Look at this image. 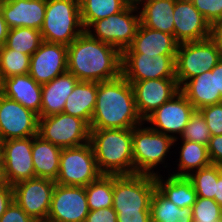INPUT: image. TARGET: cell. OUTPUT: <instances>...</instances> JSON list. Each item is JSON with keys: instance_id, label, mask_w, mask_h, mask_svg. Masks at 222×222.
<instances>
[{"instance_id": "cell-7", "label": "cell", "mask_w": 222, "mask_h": 222, "mask_svg": "<svg viewBox=\"0 0 222 222\" xmlns=\"http://www.w3.org/2000/svg\"><path fill=\"white\" fill-rule=\"evenodd\" d=\"M221 58L217 44L211 37L179 44L175 57V76L179 86L212 70Z\"/></svg>"}, {"instance_id": "cell-39", "label": "cell", "mask_w": 222, "mask_h": 222, "mask_svg": "<svg viewBox=\"0 0 222 222\" xmlns=\"http://www.w3.org/2000/svg\"><path fill=\"white\" fill-rule=\"evenodd\" d=\"M194 7L212 26L222 19V0H191Z\"/></svg>"}, {"instance_id": "cell-45", "label": "cell", "mask_w": 222, "mask_h": 222, "mask_svg": "<svg viewBox=\"0 0 222 222\" xmlns=\"http://www.w3.org/2000/svg\"><path fill=\"white\" fill-rule=\"evenodd\" d=\"M211 38L216 42L222 56V19L211 26Z\"/></svg>"}, {"instance_id": "cell-37", "label": "cell", "mask_w": 222, "mask_h": 222, "mask_svg": "<svg viewBox=\"0 0 222 222\" xmlns=\"http://www.w3.org/2000/svg\"><path fill=\"white\" fill-rule=\"evenodd\" d=\"M191 212L193 222H222V207L214 199L197 197Z\"/></svg>"}, {"instance_id": "cell-36", "label": "cell", "mask_w": 222, "mask_h": 222, "mask_svg": "<svg viewBox=\"0 0 222 222\" xmlns=\"http://www.w3.org/2000/svg\"><path fill=\"white\" fill-rule=\"evenodd\" d=\"M181 138L184 140L197 142L202 145H209L211 134L206 120L199 110H195L190 116L189 122L186 125Z\"/></svg>"}, {"instance_id": "cell-10", "label": "cell", "mask_w": 222, "mask_h": 222, "mask_svg": "<svg viewBox=\"0 0 222 222\" xmlns=\"http://www.w3.org/2000/svg\"><path fill=\"white\" fill-rule=\"evenodd\" d=\"M38 135L61 148L78 147L90 141V125L64 112L40 117Z\"/></svg>"}, {"instance_id": "cell-41", "label": "cell", "mask_w": 222, "mask_h": 222, "mask_svg": "<svg viewBox=\"0 0 222 222\" xmlns=\"http://www.w3.org/2000/svg\"><path fill=\"white\" fill-rule=\"evenodd\" d=\"M85 222H117V213L113 207L90 210Z\"/></svg>"}, {"instance_id": "cell-4", "label": "cell", "mask_w": 222, "mask_h": 222, "mask_svg": "<svg viewBox=\"0 0 222 222\" xmlns=\"http://www.w3.org/2000/svg\"><path fill=\"white\" fill-rule=\"evenodd\" d=\"M84 31L80 0H46L43 41L69 46Z\"/></svg>"}, {"instance_id": "cell-22", "label": "cell", "mask_w": 222, "mask_h": 222, "mask_svg": "<svg viewBox=\"0 0 222 222\" xmlns=\"http://www.w3.org/2000/svg\"><path fill=\"white\" fill-rule=\"evenodd\" d=\"M1 93L33 111L40 118L42 85L29 74L4 79L1 82Z\"/></svg>"}, {"instance_id": "cell-48", "label": "cell", "mask_w": 222, "mask_h": 222, "mask_svg": "<svg viewBox=\"0 0 222 222\" xmlns=\"http://www.w3.org/2000/svg\"><path fill=\"white\" fill-rule=\"evenodd\" d=\"M214 200L222 207V174L216 182V193Z\"/></svg>"}, {"instance_id": "cell-16", "label": "cell", "mask_w": 222, "mask_h": 222, "mask_svg": "<svg viewBox=\"0 0 222 222\" xmlns=\"http://www.w3.org/2000/svg\"><path fill=\"white\" fill-rule=\"evenodd\" d=\"M128 82L132 85L136 108L143 121L180 92L176 78Z\"/></svg>"}, {"instance_id": "cell-42", "label": "cell", "mask_w": 222, "mask_h": 222, "mask_svg": "<svg viewBox=\"0 0 222 222\" xmlns=\"http://www.w3.org/2000/svg\"><path fill=\"white\" fill-rule=\"evenodd\" d=\"M207 148L211 164L222 167V135L211 136Z\"/></svg>"}, {"instance_id": "cell-44", "label": "cell", "mask_w": 222, "mask_h": 222, "mask_svg": "<svg viewBox=\"0 0 222 222\" xmlns=\"http://www.w3.org/2000/svg\"><path fill=\"white\" fill-rule=\"evenodd\" d=\"M117 222H151L150 212H139V214H117Z\"/></svg>"}, {"instance_id": "cell-34", "label": "cell", "mask_w": 222, "mask_h": 222, "mask_svg": "<svg viewBox=\"0 0 222 222\" xmlns=\"http://www.w3.org/2000/svg\"><path fill=\"white\" fill-rule=\"evenodd\" d=\"M30 57V55L9 49L5 45L1 47L0 81L12 76L29 74Z\"/></svg>"}, {"instance_id": "cell-12", "label": "cell", "mask_w": 222, "mask_h": 222, "mask_svg": "<svg viewBox=\"0 0 222 222\" xmlns=\"http://www.w3.org/2000/svg\"><path fill=\"white\" fill-rule=\"evenodd\" d=\"M39 117L20 103L0 93V140L38 135Z\"/></svg>"}, {"instance_id": "cell-8", "label": "cell", "mask_w": 222, "mask_h": 222, "mask_svg": "<svg viewBox=\"0 0 222 222\" xmlns=\"http://www.w3.org/2000/svg\"><path fill=\"white\" fill-rule=\"evenodd\" d=\"M139 9L140 6L129 3L121 12L94 21L85 31L92 38L110 44L123 52L132 44L136 36L140 25ZM135 11L138 12L137 15L133 14ZM92 28L95 33L90 30Z\"/></svg>"}, {"instance_id": "cell-2", "label": "cell", "mask_w": 222, "mask_h": 222, "mask_svg": "<svg viewBox=\"0 0 222 222\" xmlns=\"http://www.w3.org/2000/svg\"><path fill=\"white\" fill-rule=\"evenodd\" d=\"M138 114L132 85L122 75L97 82L96 106L90 129H132L144 124Z\"/></svg>"}, {"instance_id": "cell-35", "label": "cell", "mask_w": 222, "mask_h": 222, "mask_svg": "<svg viewBox=\"0 0 222 222\" xmlns=\"http://www.w3.org/2000/svg\"><path fill=\"white\" fill-rule=\"evenodd\" d=\"M188 178L191 180L197 197L214 199L216 193V182L222 174V167L210 164L207 167L194 171Z\"/></svg>"}, {"instance_id": "cell-51", "label": "cell", "mask_w": 222, "mask_h": 222, "mask_svg": "<svg viewBox=\"0 0 222 222\" xmlns=\"http://www.w3.org/2000/svg\"><path fill=\"white\" fill-rule=\"evenodd\" d=\"M131 4H137L139 0H127Z\"/></svg>"}, {"instance_id": "cell-46", "label": "cell", "mask_w": 222, "mask_h": 222, "mask_svg": "<svg viewBox=\"0 0 222 222\" xmlns=\"http://www.w3.org/2000/svg\"><path fill=\"white\" fill-rule=\"evenodd\" d=\"M215 82H216V93H220L222 96V58L215 66Z\"/></svg>"}, {"instance_id": "cell-6", "label": "cell", "mask_w": 222, "mask_h": 222, "mask_svg": "<svg viewBox=\"0 0 222 222\" xmlns=\"http://www.w3.org/2000/svg\"><path fill=\"white\" fill-rule=\"evenodd\" d=\"M142 125L132 128L134 174L156 176L158 173H155L153 168L164 163L166 153L177 142L178 137H175V134L156 132L150 127L142 128Z\"/></svg>"}, {"instance_id": "cell-50", "label": "cell", "mask_w": 222, "mask_h": 222, "mask_svg": "<svg viewBox=\"0 0 222 222\" xmlns=\"http://www.w3.org/2000/svg\"><path fill=\"white\" fill-rule=\"evenodd\" d=\"M4 1L0 0V15L2 14V7H3Z\"/></svg>"}, {"instance_id": "cell-18", "label": "cell", "mask_w": 222, "mask_h": 222, "mask_svg": "<svg viewBox=\"0 0 222 222\" xmlns=\"http://www.w3.org/2000/svg\"><path fill=\"white\" fill-rule=\"evenodd\" d=\"M67 72V46L43 41L30 57L29 75L39 84Z\"/></svg>"}, {"instance_id": "cell-53", "label": "cell", "mask_w": 222, "mask_h": 222, "mask_svg": "<svg viewBox=\"0 0 222 222\" xmlns=\"http://www.w3.org/2000/svg\"><path fill=\"white\" fill-rule=\"evenodd\" d=\"M4 2H11V1H15V0H3Z\"/></svg>"}, {"instance_id": "cell-32", "label": "cell", "mask_w": 222, "mask_h": 222, "mask_svg": "<svg viewBox=\"0 0 222 222\" xmlns=\"http://www.w3.org/2000/svg\"><path fill=\"white\" fill-rule=\"evenodd\" d=\"M89 210L113 207V175L102 174L85 186Z\"/></svg>"}, {"instance_id": "cell-3", "label": "cell", "mask_w": 222, "mask_h": 222, "mask_svg": "<svg viewBox=\"0 0 222 222\" xmlns=\"http://www.w3.org/2000/svg\"><path fill=\"white\" fill-rule=\"evenodd\" d=\"M102 174H134L132 129H90V141Z\"/></svg>"}, {"instance_id": "cell-11", "label": "cell", "mask_w": 222, "mask_h": 222, "mask_svg": "<svg viewBox=\"0 0 222 222\" xmlns=\"http://www.w3.org/2000/svg\"><path fill=\"white\" fill-rule=\"evenodd\" d=\"M56 182L35 177L13 186V200L35 221L47 220Z\"/></svg>"}, {"instance_id": "cell-9", "label": "cell", "mask_w": 222, "mask_h": 222, "mask_svg": "<svg viewBox=\"0 0 222 222\" xmlns=\"http://www.w3.org/2000/svg\"><path fill=\"white\" fill-rule=\"evenodd\" d=\"M101 175L90 142L78 147L62 148L59 174L55 181L57 184L85 187Z\"/></svg>"}, {"instance_id": "cell-25", "label": "cell", "mask_w": 222, "mask_h": 222, "mask_svg": "<svg viewBox=\"0 0 222 222\" xmlns=\"http://www.w3.org/2000/svg\"><path fill=\"white\" fill-rule=\"evenodd\" d=\"M176 0H139L142 4L139 11L140 23L154 30L174 35V6ZM141 2V3H140Z\"/></svg>"}, {"instance_id": "cell-47", "label": "cell", "mask_w": 222, "mask_h": 222, "mask_svg": "<svg viewBox=\"0 0 222 222\" xmlns=\"http://www.w3.org/2000/svg\"><path fill=\"white\" fill-rule=\"evenodd\" d=\"M9 27L4 20L3 14L0 15V48L6 43V39L9 33Z\"/></svg>"}, {"instance_id": "cell-19", "label": "cell", "mask_w": 222, "mask_h": 222, "mask_svg": "<svg viewBox=\"0 0 222 222\" xmlns=\"http://www.w3.org/2000/svg\"><path fill=\"white\" fill-rule=\"evenodd\" d=\"M173 16L174 37L179 44L211 37V25L191 0H176Z\"/></svg>"}, {"instance_id": "cell-13", "label": "cell", "mask_w": 222, "mask_h": 222, "mask_svg": "<svg viewBox=\"0 0 222 222\" xmlns=\"http://www.w3.org/2000/svg\"><path fill=\"white\" fill-rule=\"evenodd\" d=\"M176 55L143 56V53H122V76L127 81L176 78Z\"/></svg>"}, {"instance_id": "cell-31", "label": "cell", "mask_w": 222, "mask_h": 222, "mask_svg": "<svg viewBox=\"0 0 222 222\" xmlns=\"http://www.w3.org/2000/svg\"><path fill=\"white\" fill-rule=\"evenodd\" d=\"M127 0H80L81 22L86 30L94 21L121 12Z\"/></svg>"}, {"instance_id": "cell-5", "label": "cell", "mask_w": 222, "mask_h": 222, "mask_svg": "<svg viewBox=\"0 0 222 222\" xmlns=\"http://www.w3.org/2000/svg\"><path fill=\"white\" fill-rule=\"evenodd\" d=\"M155 189V176L113 175V209L117 214L150 212L151 198Z\"/></svg>"}, {"instance_id": "cell-33", "label": "cell", "mask_w": 222, "mask_h": 222, "mask_svg": "<svg viewBox=\"0 0 222 222\" xmlns=\"http://www.w3.org/2000/svg\"><path fill=\"white\" fill-rule=\"evenodd\" d=\"M43 42L40 30L18 27L9 29L5 46L23 54L32 55Z\"/></svg>"}, {"instance_id": "cell-21", "label": "cell", "mask_w": 222, "mask_h": 222, "mask_svg": "<svg viewBox=\"0 0 222 222\" xmlns=\"http://www.w3.org/2000/svg\"><path fill=\"white\" fill-rule=\"evenodd\" d=\"M179 43L174 35L143 26L137 29L132 44L122 53H143V56L176 55Z\"/></svg>"}, {"instance_id": "cell-14", "label": "cell", "mask_w": 222, "mask_h": 222, "mask_svg": "<svg viewBox=\"0 0 222 222\" xmlns=\"http://www.w3.org/2000/svg\"><path fill=\"white\" fill-rule=\"evenodd\" d=\"M85 187H54L47 220L52 222H85L89 213Z\"/></svg>"}, {"instance_id": "cell-26", "label": "cell", "mask_w": 222, "mask_h": 222, "mask_svg": "<svg viewBox=\"0 0 222 222\" xmlns=\"http://www.w3.org/2000/svg\"><path fill=\"white\" fill-rule=\"evenodd\" d=\"M62 148L33 136L32 159L35 177L56 181L59 174V162Z\"/></svg>"}, {"instance_id": "cell-1", "label": "cell", "mask_w": 222, "mask_h": 222, "mask_svg": "<svg viewBox=\"0 0 222 222\" xmlns=\"http://www.w3.org/2000/svg\"><path fill=\"white\" fill-rule=\"evenodd\" d=\"M67 71L79 81L116 79L122 75V52L84 31L67 46Z\"/></svg>"}, {"instance_id": "cell-29", "label": "cell", "mask_w": 222, "mask_h": 222, "mask_svg": "<svg viewBox=\"0 0 222 222\" xmlns=\"http://www.w3.org/2000/svg\"><path fill=\"white\" fill-rule=\"evenodd\" d=\"M192 207H178L155 189L150 205L151 222H193Z\"/></svg>"}, {"instance_id": "cell-43", "label": "cell", "mask_w": 222, "mask_h": 222, "mask_svg": "<svg viewBox=\"0 0 222 222\" xmlns=\"http://www.w3.org/2000/svg\"><path fill=\"white\" fill-rule=\"evenodd\" d=\"M13 201V186L0 188V217L5 213Z\"/></svg>"}, {"instance_id": "cell-23", "label": "cell", "mask_w": 222, "mask_h": 222, "mask_svg": "<svg viewBox=\"0 0 222 222\" xmlns=\"http://www.w3.org/2000/svg\"><path fill=\"white\" fill-rule=\"evenodd\" d=\"M79 80L70 72H65L42 85L40 117H48L63 112L66 99Z\"/></svg>"}, {"instance_id": "cell-17", "label": "cell", "mask_w": 222, "mask_h": 222, "mask_svg": "<svg viewBox=\"0 0 222 222\" xmlns=\"http://www.w3.org/2000/svg\"><path fill=\"white\" fill-rule=\"evenodd\" d=\"M194 111V106L179 92L171 100L157 108L144 122L152 124L153 126L150 128L156 132L165 135L175 133L181 136Z\"/></svg>"}, {"instance_id": "cell-49", "label": "cell", "mask_w": 222, "mask_h": 222, "mask_svg": "<svg viewBox=\"0 0 222 222\" xmlns=\"http://www.w3.org/2000/svg\"><path fill=\"white\" fill-rule=\"evenodd\" d=\"M8 185L9 184L5 176V170L3 167L2 159H0V188L7 187Z\"/></svg>"}, {"instance_id": "cell-30", "label": "cell", "mask_w": 222, "mask_h": 222, "mask_svg": "<svg viewBox=\"0 0 222 222\" xmlns=\"http://www.w3.org/2000/svg\"><path fill=\"white\" fill-rule=\"evenodd\" d=\"M180 150L179 164H177L178 171H180L171 175L188 177L191 173H194V171L211 164L206 145L182 139V147Z\"/></svg>"}, {"instance_id": "cell-24", "label": "cell", "mask_w": 222, "mask_h": 222, "mask_svg": "<svg viewBox=\"0 0 222 222\" xmlns=\"http://www.w3.org/2000/svg\"><path fill=\"white\" fill-rule=\"evenodd\" d=\"M180 92L194 106L195 110L222 102L220 93H216L215 67L201 75L186 81Z\"/></svg>"}, {"instance_id": "cell-40", "label": "cell", "mask_w": 222, "mask_h": 222, "mask_svg": "<svg viewBox=\"0 0 222 222\" xmlns=\"http://www.w3.org/2000/svg\"><path fill=\"white\" fill-rule=\"evenodd\" d=\"M0 222H36L32 217L13 200L5 213L0 217Z\"/></svg>"}, {"instance_id": "cell-15", "label": "cell", "mask_w": 222, "mask_h": 222, "mask_svg": "<svg viewBox=\"0 0 222 222\" xmlns=\"http://www.w3.org/2000/svg\"><path fill=\"white\" fill-rule=\"evenodd\" d=\"M32 144L33 136L1 142V159L9 185L35 178Z\"/></svg>"}, {"instance_id": "cell-38", "label": "cell", "mask_w": 222, "mask_h": 222, "mask_svg": "<svg viewBox=\"0 0 222 222\" xmlns=\"http://www.w3.org/2000/svg\"><path fill=\"white\" fill-rule=\"evenodd\" d=\"M206 120L211 136L222 135V102L199 109Z\"/></svg>"}, {"instance_id": "cell-20", "label": "cell", "mask_w": 222, "mask_h": 222, "mask_svg": "<svg viewBox=\"0 0 222 222\" xmlns=\"http://www.w3.org/2000/svg\"><path fill=\"white\" fill-rule=\"evenodd\" d=\"M46 0L4 2L2 14L10 29L27 27L40 30L45 17Z\"/></svg>"}, {"instance_id": "cell-52", "label": "cell", "mask_w": 222, "mask_h": 222, "mask_svg": "<svg viewBox=\"0 0 222 222\" xmlns=\"http://www.w3.org/2000/svg\"><path fill=\"white\" fill-rule=\"evenodd\" d=\"M36 222H52V221H49V220H39V221H36Z\"/></svg>"}, {"instance_id": "cell-27", "label": "cell", "mask_w": 222, "mask_h": 222, "mask_svg": "<svg viewBox=\"0 0 222 222\" xmlns=\"http://www.w3.org/2000/svg\"><path fill=\"white\" fill-rule=\"evenodd\" d=\"M97 82L78 81L67 97L63 112L85 120L89 125L96 106Z\"/></svg>"}, {"instance_id": "cell-28", "label": "cell", "mask_w": 222, "mask_h": 222, "mask_svg": "<svg viewBox=\"0 0 222 222\" xmlns=\"http://www.w3.org/2000/svg\"><path fill=\"white\" fill-rule=\"evenodd\" d=\"M160 174L155 176L156 189L178 207H193L197 194L191 180L186 176L169 174L165 181ZM164 181V182H163Z\"/></svg>"}]
</instances>
